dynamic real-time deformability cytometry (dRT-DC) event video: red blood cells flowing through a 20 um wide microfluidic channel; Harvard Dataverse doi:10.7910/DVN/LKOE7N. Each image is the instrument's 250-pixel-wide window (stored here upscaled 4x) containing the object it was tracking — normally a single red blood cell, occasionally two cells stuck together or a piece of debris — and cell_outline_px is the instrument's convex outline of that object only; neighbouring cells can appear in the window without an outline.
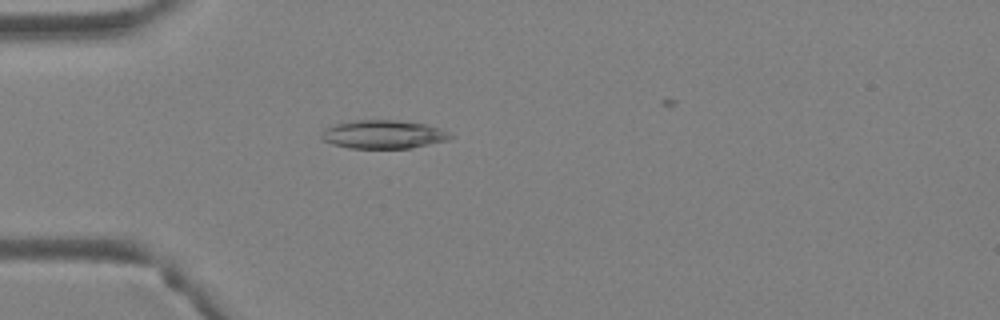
{"species": "Egyptian fruit bat (a non-hibernating species)", "species_latin": "Rousettus aegyptiacus", "temperature_condition": "warm", "stored_images_in_passage": 3, "camera_frame_rate_fps": 3000, "um_per_image_px": 0.085, "animal": {"sex": "female"}, "frame": {"image": 1, "passage_image": 3, "time_ms": 0.667, "image_size_px": [1000, 320], "cell_outline_px": [[452, 136], [448, 140], [412, 148], [348, 148], [332, 144], [324, 140], [320, 136], [320, 132], [324, 128], [332, 124], [352, 120], [396, 120], [424, 124], [440, 128], [448, 132]], "centroid_in_image_um": [32.53, 11.42], "position_along_channel_um": 52.5, "area_um2": 21.5}}